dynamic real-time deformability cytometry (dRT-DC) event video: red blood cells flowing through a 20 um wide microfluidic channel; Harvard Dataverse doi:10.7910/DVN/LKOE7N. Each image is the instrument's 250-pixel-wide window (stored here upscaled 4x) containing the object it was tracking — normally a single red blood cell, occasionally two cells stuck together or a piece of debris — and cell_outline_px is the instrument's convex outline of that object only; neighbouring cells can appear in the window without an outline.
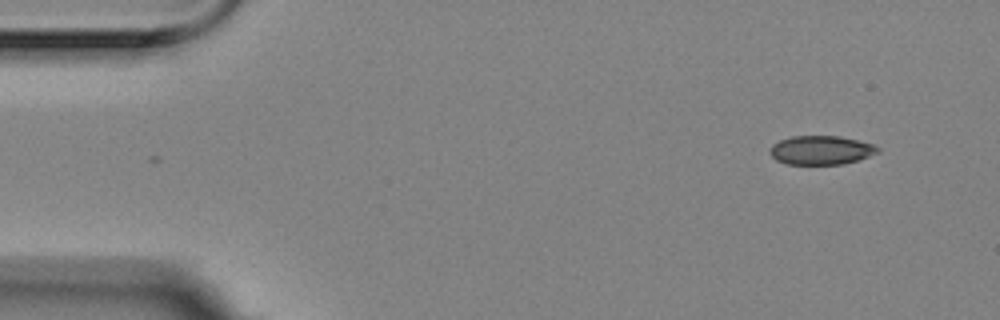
{"species": "Egyptian fruit bat (a non-hibernating species)", "species_latin": "Rousettus aegyptiacus", "temperature_condition": "room temperature", "stored_images_in_passage": 2, "camera_frame_rate_fps": 3000, "um_per_image_px": 0.085, "animal": {"sex": "female"}, "frame": {"image": 1, "passage_image": 2, "time_ms": 0.333, "image_size_px": [1000, 320], "cell_outline_px": [[880, 152], [844, 164], [788, 164], [776, 160], [768, 152], [768, 148], [772, 144], [780, 140], [792, 136], [840, 136], [872, 144], [880, 148]], "centroid_in_image_um": [69.75, 12.76], "position_along_channel_um": 15.3, "area_um2": 18.15}}